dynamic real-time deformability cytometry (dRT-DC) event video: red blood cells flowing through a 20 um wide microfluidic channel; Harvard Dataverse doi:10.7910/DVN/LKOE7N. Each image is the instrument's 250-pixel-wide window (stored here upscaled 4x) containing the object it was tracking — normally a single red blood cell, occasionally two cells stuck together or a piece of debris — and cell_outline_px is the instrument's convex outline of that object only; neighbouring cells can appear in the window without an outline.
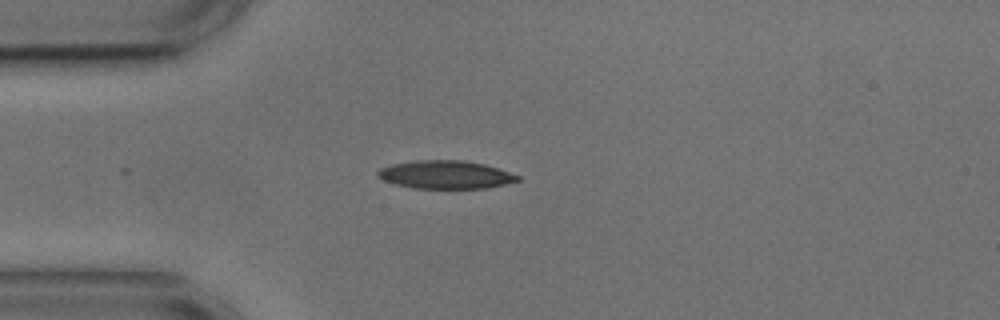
{"species": "common noctule bat (a hibernating species)", "species_latin": "Nyctalus noctula", "temperature_condition": "cold", "stored_images_in_passage": 12, "camera_frame_rate_fps": 3000, "um_per_image_px": 0.085, "animal": {"sex": "male", "body_mass_g": 17.9, "forearm_length_mm": 54.2}, "frame": {"image": 1, "passage_image": 1, "time_ms": 0.0, "image_size_px": [1000, 320], "cell_outline_px": [[520, 180], [504, 184], [484, 188], [416, 188], [396, 184], [384, 180], [376, 176], [376, 172], [380, 168], [392, 164], [416, 160], [460, 160], [484, 164], [520, 176]], "centroid_in_image_um": [37.83, 14.84], "position_along_channel_um": 47.2, "area_um2": 22.66}}